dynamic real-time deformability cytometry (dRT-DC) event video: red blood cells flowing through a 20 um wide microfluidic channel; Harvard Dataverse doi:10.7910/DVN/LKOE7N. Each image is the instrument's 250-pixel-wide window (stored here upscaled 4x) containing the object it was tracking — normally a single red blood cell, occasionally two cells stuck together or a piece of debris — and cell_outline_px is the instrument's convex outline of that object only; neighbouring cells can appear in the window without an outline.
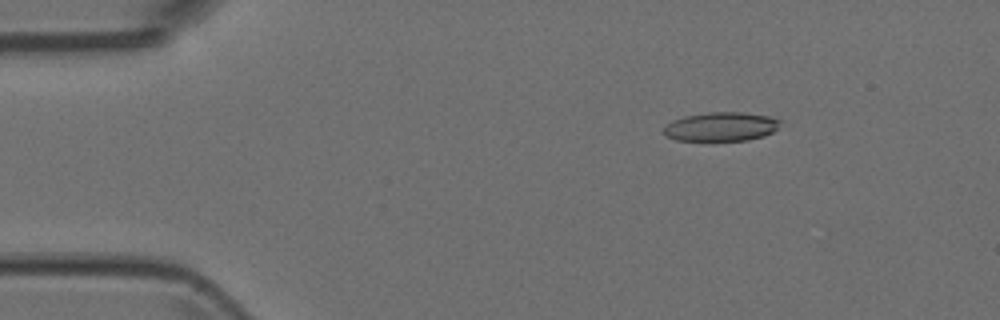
{"species": "Egyptian fruit bat (a non-hibernating species)", "species_latin": "Rousettus aegyptiacus", "temperature_condition": "room temperature", "stored_images_in_passage": 4, "camera_frame_rate_fps": 3000, "um_per_image_px": 0.085, "animal": {"sex": "female"}, "frame": {"image": 1, "passage_image": 2, "time_ms": 0.333, "image_size_px": [1000, 320], "cell_outline_px": [[780, 120], [776, 128], [772, 132], [764, 136], [748, 140], [676, 140], [664, 136], [664, 128], [672, 120], [684, 116], [708, 112], [740, 112], [768, 116]], "centroid_in_image_um": [61.25, 10.76], "position_along_channel_um": 23.7, "area_um2": 19.48}}